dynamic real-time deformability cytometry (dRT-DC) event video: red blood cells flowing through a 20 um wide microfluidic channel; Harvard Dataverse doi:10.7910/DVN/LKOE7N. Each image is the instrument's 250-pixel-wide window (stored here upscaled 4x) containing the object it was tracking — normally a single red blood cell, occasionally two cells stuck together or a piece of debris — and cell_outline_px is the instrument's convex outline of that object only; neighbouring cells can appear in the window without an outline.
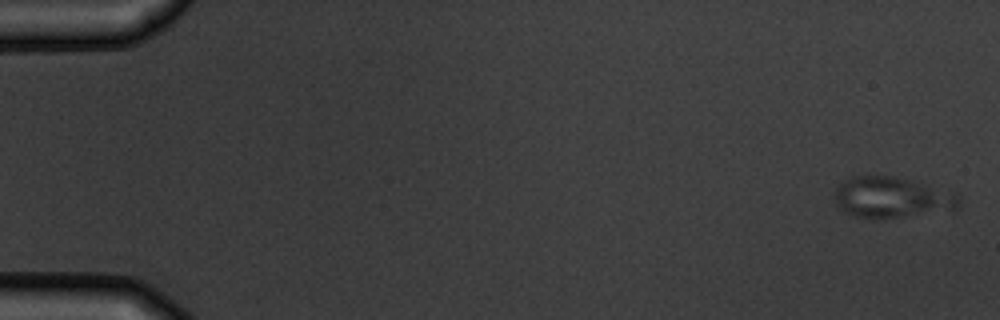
{"species": "common noctule bat (a hibernating species)", "species_latin": "Nyctalus noctula", "temperature_condition": "warm", "stored_images_in_passage": 4, "segment_of_instrument_passage": [1, 2], "camera_frame_rate_fps": 3000, "um_per_image_px": 0.085, "animal": {"sex": "male", "body_mass_g": 19.5, "forearm_length_mm": 54.6}, "frame": {"image": 1, "passage_image": 1, "time_ms": 0.0, "image_size_px": [1000, 320], "cell_outline_px": [[960, 208], [896, 216], [856, 216], [840, 208], [836, 204], [832, 196], [836, 188], [844, 180], [852, 176], [892, 176], [912, 180], [956, 192], [960, 196]], "centroid_in_image_um": [75.81, 16.72], "position_along_channel_um": 9.2, "area_um2": 28.9}}